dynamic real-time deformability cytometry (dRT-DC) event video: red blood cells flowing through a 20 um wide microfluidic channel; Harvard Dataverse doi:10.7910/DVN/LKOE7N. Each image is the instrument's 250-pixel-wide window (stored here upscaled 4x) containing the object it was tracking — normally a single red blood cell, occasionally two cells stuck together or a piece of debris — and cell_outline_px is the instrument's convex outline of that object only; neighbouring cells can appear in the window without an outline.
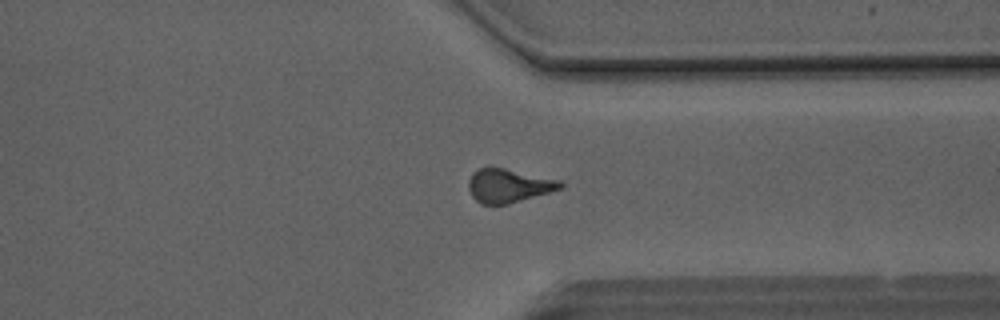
{"species": "Egyptian fruit bat (a non-hibernating species)", "species_latin": "Rousettus aegyptiacus", "temperature_condition": "room temperature", "stored_images_in_passage": 50, "camera_frame_rate_fps": 3000, "um_per_image_px": 0.085, "animal": {"sex": "male"}, "frame": {"image": 1, "passage_image": 38, "time_ms": 12.333, "image_size_px": [1000, 320], "cell_outline_px": [[564, 188], [508, 204], [480, 204], [472, 196], [468, 188], [468, 180], [472, 172], [480, 168], [504, 168], [564, 180]], "centroid_in_image_um": [43.27, 15.78], "position_along_channel_um": 368.1, "area_um2": 18.21}}
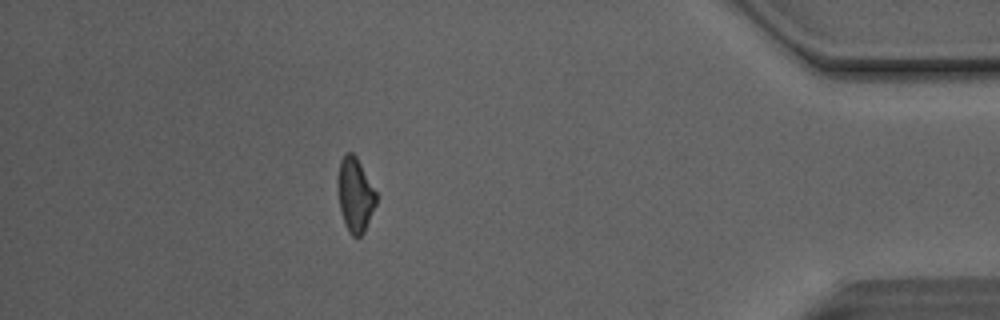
{"frame": {"image": 2, "passage_image": 44, "time_ms": 14.333, "image_size_px": [1000, 320], "cell_outline_px": [[376, 204], [364, 232], [360, 236], [352, 236], [348, 232], [340, 208], [336, 180], [340, 160], [348, 152], [352, 152], [356, 156], [376, 192]], "centroid_in_image_um": [30.17, 16.55], "position_along_channel_um": 405.0, "area_um2": 16.47}, "authors_computed_cell_mechanics": {"area_um2": 18.3804, "velocity_mm_per_s": 4.1403, "shape_relaxation_time_tau1_ms": null, "shape_relaxation_time_tau2_ms": 2.5231, "deformation_change_tau1": null, "deformation_change_tau2": 0.128}}